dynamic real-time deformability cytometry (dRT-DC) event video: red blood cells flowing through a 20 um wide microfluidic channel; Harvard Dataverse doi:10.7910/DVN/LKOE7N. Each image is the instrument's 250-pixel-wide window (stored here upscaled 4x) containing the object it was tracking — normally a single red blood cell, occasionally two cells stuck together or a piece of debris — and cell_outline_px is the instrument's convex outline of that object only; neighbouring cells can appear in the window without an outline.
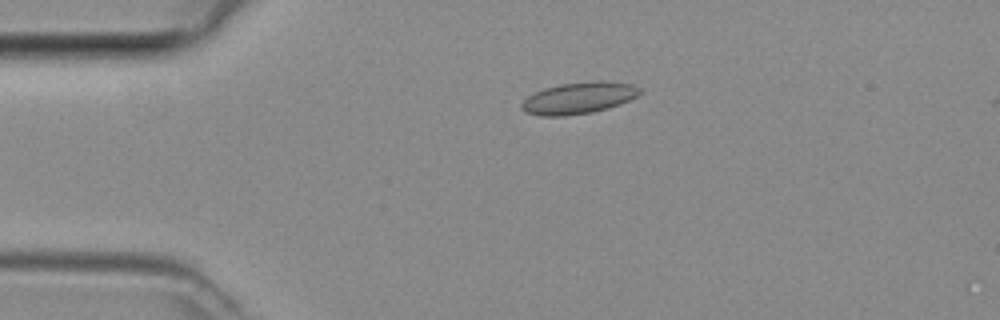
{"species": "common noctule bat (a hibernating species)", "species_latin": "Nyctalus noctula", "temperature_condition": "room temperature", "stored_images_in_passage": 6, "camera_frame_rate_fps": 3000, "um_per_image_px": 0.085, "animal": {"sex": "female", "body_mass_g": 29.2, "forearm_length_mm": 56.3}, "frame": {"image": 1, "passage_image": 3, "time_ms": 0.667, "image_size_px": [1000, 320], "cell_outline_px": [[640, 92], [636, 96], [620, 104], [608, 108], [592, 112], [564, 116], [540, 116], [524, 112], [520, 108], [520, 104], [528, 96], [544, 88], [560, 84], [600, 80], [632, 84], [640, 88]], "centroid_in_image_um": [49.15, 8.33], "position_along_channel_um": 35.8, "area_um2": 21.73}}
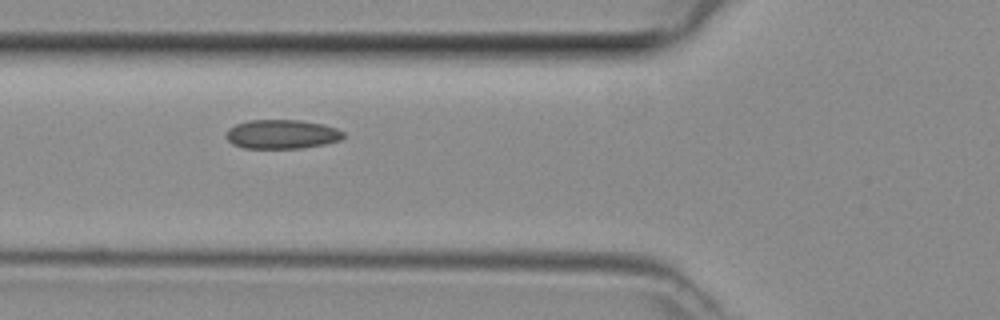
{"frame": {"image": 2, "passage_image": 5, "time_ms": 1.333, "image_size_px": [1000, 320], "cell_outline_px": [[344, 136], [340, 140], [324, 144], [300, 148], [244, 148], [232, 144], [224, 136], [228, 128], [236, 124], [248, 120], [300, 120], [324, 124], [336, 128], [344, 132]], "centroid_in_image_um": [23.93, 11.4], "position_along_channel_um": 101.9, "area_um2": 20.0}}
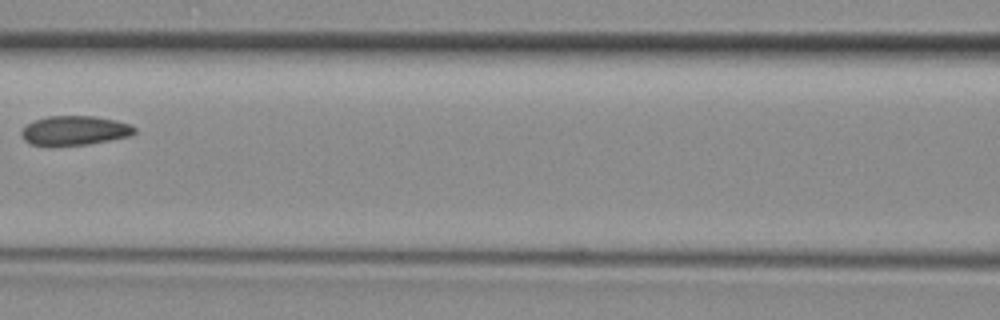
{"frame": {"image": 3, "passage_image": 6, "time_ms": 1.667, "image_size_px": [1000, 320], "cell_outline_px": [[136, 132], [132, 136], [88, 144], [48, 148], [32, 144], [24, 140], [20, 132], [28, 124], [36, 120], [48, 116], [96, 116], [116, 120], [128, 124], [136, 128]], "centroid_in_image_um": [6.34, 11.13], "position_along_channel_um": 160.3, "area_um2": 19.77}}